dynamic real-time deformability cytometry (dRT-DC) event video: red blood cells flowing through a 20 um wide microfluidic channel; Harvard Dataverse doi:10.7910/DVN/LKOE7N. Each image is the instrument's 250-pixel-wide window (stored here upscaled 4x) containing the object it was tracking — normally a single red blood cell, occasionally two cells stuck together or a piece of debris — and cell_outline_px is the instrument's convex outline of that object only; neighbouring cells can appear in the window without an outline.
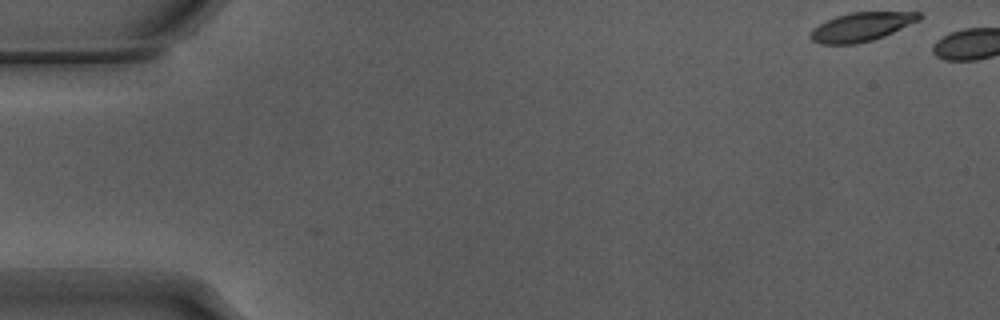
{"species": "Egyptian fruit bat (a non-hibernating species)", "species_latin": "Rousettus aegyptiacus", "temperature_condition": "warm", "stored_images_in_passage": 4, "camera_frame_rate_fps": 3000, "um_per_image_px": 0.085, "animal": {"sex": "male"}, "frame": {"image": 1, "passage_image": 1, "time_ms": 0.0, "image_size_px": [1000, 320], "cell_outline_px": [[924, 16], [920, 20], [884, 36], [872, 40], [856, 44], [820, 44], [812, 40], [808, 36], [820, 24], [836, 16], [852, 12], [920, 12]], "centroid_in_image_um": [73.26, 2.28], "position_along_channel_um": 11.7, "area_um2": 18.09}}